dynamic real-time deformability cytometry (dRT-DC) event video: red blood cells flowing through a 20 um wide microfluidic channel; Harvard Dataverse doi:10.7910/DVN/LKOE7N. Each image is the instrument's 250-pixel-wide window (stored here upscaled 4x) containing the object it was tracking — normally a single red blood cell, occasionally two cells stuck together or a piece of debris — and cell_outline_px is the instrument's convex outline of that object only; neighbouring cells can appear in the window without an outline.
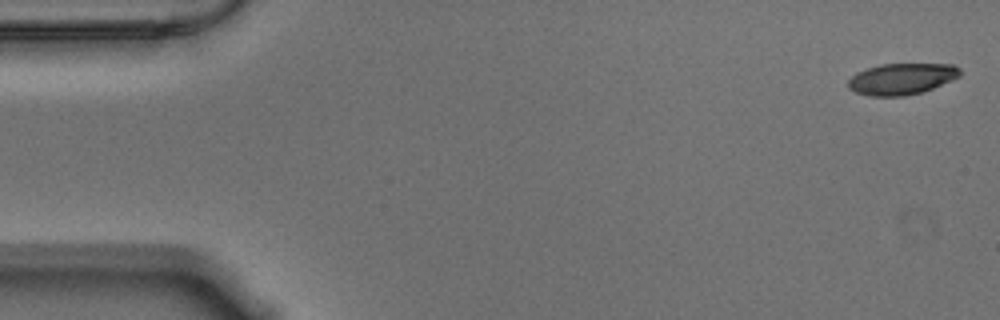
{"species": "Egyptian fruit bat (a non-hibernating species)", "species_latin": "Rousettus aegyptiacus", "temperature_condition": "warm", "stored_images_in_passage": 13, "camera_frame_rate_fps": 3000, "um_per_image_px": 0.085, "animal": {"sex": "male"}, "frame": {"image": 1, "passage_image": 1, "time_ms": 0.0, "image_size_px": [1000, 320], "cell_outline_px": [[960, 76], [952, 80], [924, 92], [904, 96], [868, 96], [856, 92], [848, 88], [848, 80], [856, 72], [880, 64], [952, 64], [960, 68]], "centroid_in_image_um": [76.64, 6.71], "position_along_channel_um": 8.4, "area_um2": 20.52}}